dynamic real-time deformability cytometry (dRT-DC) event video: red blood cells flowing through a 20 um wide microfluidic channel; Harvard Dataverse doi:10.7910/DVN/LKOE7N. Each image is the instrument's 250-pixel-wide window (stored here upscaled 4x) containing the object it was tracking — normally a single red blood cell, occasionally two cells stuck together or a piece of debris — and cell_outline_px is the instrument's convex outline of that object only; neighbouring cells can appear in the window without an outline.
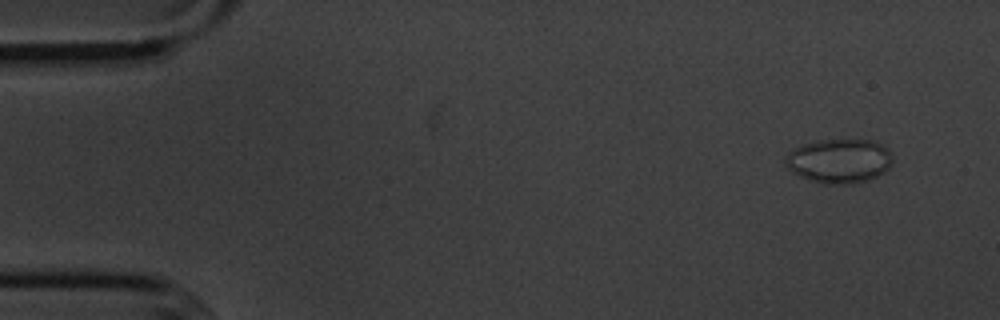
{"species": "common noctule bat (a hibernating species)", "species_latin": "Nyctalus noctula", "temperature_condition": "cold", "stored_images_in_passage": 4, "camera_frame_rate_fps": 3000, "um_per_image_px": 0.085, "animal": {"sex": "male", "body_mass_g": 20.1, "forearm_length_mm": 53.5}, "frame": {"image": 1, "passage_image": 1, "time_ms": 0.0, "image_size_px": [1000, 320], "cell_outline_px": [[892, 160], [888, 168], [884, 172], [868, 180], [852, 184], [824, 184], [800, 176], [792, 172], [784, 164], [784, 156], [788, 152], [804, 144], [816, 140], [872, 140], [888, 148], [892, 156]], "centroid_in_image_um": [71.32, 13.68], "position_along_channel_um": 13.7, "area_um2": 27.69}}